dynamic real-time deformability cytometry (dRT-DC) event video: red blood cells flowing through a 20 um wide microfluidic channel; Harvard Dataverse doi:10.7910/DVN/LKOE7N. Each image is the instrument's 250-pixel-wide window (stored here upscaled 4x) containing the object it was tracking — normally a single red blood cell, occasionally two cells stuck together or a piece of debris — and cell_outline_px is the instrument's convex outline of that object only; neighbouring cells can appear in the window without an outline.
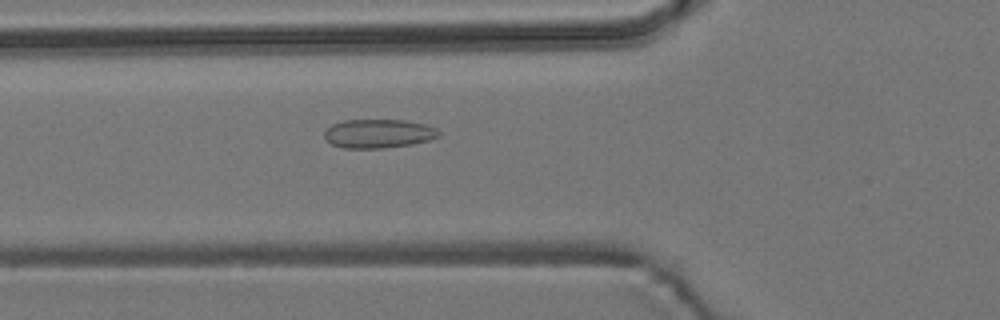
{"species": "common noctule bat (a hibernating species)", "species_latin": "Nyctalus noctula", "temperature_condition": "room temperature", "stored_images_in_passage": 27, "camera_frame_rate_fps": 3000, "um_per_image_px": 0.085, "animal": {"sex": "male", "body_mass_g": 19.2, "forearm_length_mm": 51.8}, "frame": {"image": 1, "passage_image": 16, "time_ms": 5.0, "image_size_px": [1000, 320], "cell_outline_px": [[440, 136], [428, 140], [412, 144], [384, 148], [344, 148], [332, 144], [324, 136], [324, 132], [332, 124], [344, 120], [404, 120], [424, 124], [436, 128], [440, 132]], "centroid_in_image_um": [32.18, 11.35], "position_along_channel_um": 93.6, "area_um2": 19.13}}
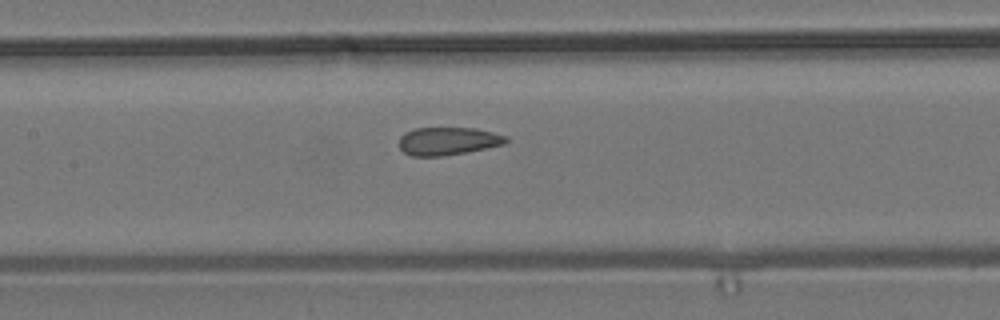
{"frame": {"image": 2, "passage_image": 22, "time_ms": 7.0, "image_size_px": [1000, 320], "cell_outline_px": [[508, 140], [504, 144], [464, 152], [440, 156], [412, 156], [404, 152], [400, 148], [400, 136], [404, 132], [416, 128], [476, 128], [508, 136]], "centroid_in_image_um": [38.06, 11.98], "position_along_channel_um": 169.3, "area_um2": 17.22}}
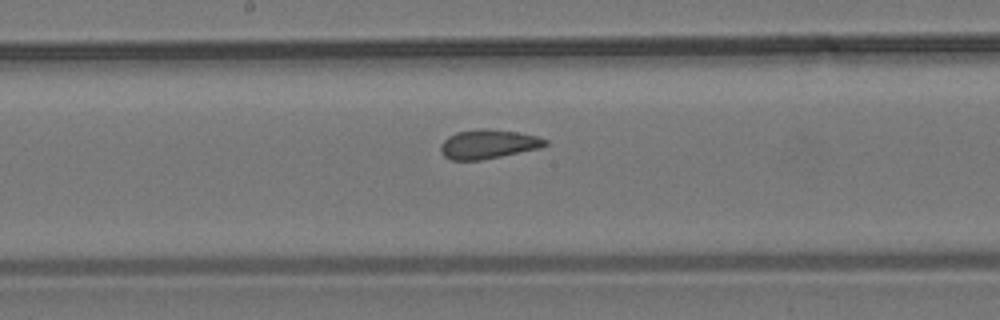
{"frame": {"image": 3, "passage_image": 25, "time_ms": 8.0, "image_size_px": [1000, 320], "cell_outline_px": [[548, 144], [540, 148], [480, 160], [452, 160], [444, 156], [440, 152], [440, 144], [448, 136], [456, 132], [484, 128], [516, 132], [536, 136], [548, 140]], "centroid_in_image_um": [41.47, 12.25], "position_along_channel_um": 206.7, "area_um2": 17.63}}